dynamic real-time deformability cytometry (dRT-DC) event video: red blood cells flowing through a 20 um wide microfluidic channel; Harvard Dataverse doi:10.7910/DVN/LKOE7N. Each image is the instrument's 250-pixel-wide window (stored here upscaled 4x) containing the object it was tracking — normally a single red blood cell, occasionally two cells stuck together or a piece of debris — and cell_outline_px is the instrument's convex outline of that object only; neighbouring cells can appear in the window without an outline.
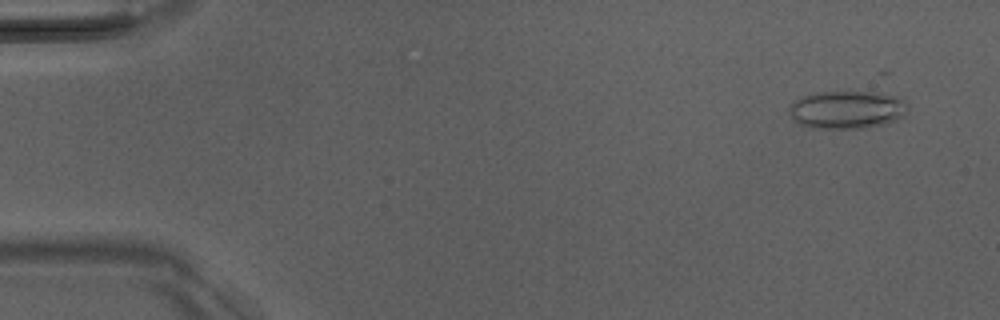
{"species": "Egyptian fruit bat (a non-hibernating species)", "species_latin": "Rousettus aegyptiacus", "temperature_condition": "room temperature", "stored_images_in_passage": 42, "camera_frame_rate_fps": 3000, "um_per_image_px": 0.085, "animal": {"sex": "male"}, "frame": {"image": 1, "passage_image": 1, "time_ms": 0.0, "image_size_px": [1000, 320], "cell_outline_px": [[908, 108], [904, 116], [896, 120], [868, 128], [812, 128], [800, 124], [792, 116], [788, 108], [800, 96], [812, 92], [872, 92], [900, 96], [908, 104]], "centroid_in_image_um": [72.02, 9.31], "position_along_channel_um": 13.0, "area_um2": 26.36}}
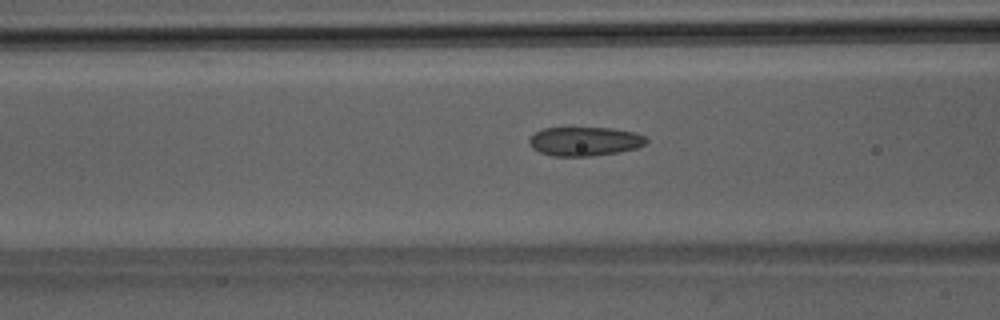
{"frame": {"image": 2, "passage_image": 18, "time_ms": 5.667, "image_size_px": [1000, 320], "cell_outline_px": [[648, 140], [644, 144], [636, 148], [620, 152], [588, 156], [552, 156], [540, 152], [532, 148], [528, 144], [528, 140], [536, 132], [544, 128], [612, 128], [632, 132], [644, 136]], "centroid_in_image_um": [49.67, 12.02], "position_along_channel_um": 116.9, "area_um2": 19.65}}
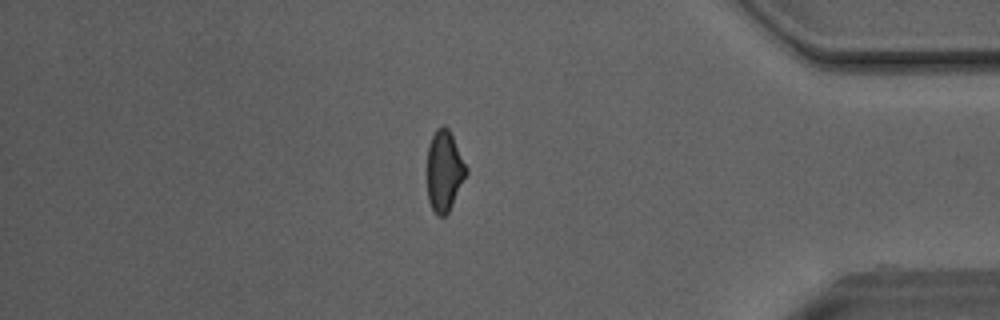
{"frame": {"image": 3, "passage_image": 41, "time_ms": 13.333, "image_size_px": [1000, 320], "cell_outline_px": [[468, 172], [448, 212], [444, 216], [436, 216], [428, 200], [428, 144], [436, 128], [444, 124], [448, 128], [468, 168]], "centroid_in_image_um": [37.77, 14.51], "position_along_channel_um": 397.4, "area_um2": 18.26}, "authors_computed_cell_mechanics": {"area_um2": 19.8543, "velocity_mm_per_s": 4.0704, "shape_relaxation_time_tau1_ms": 7.4579, "shape_relaxation_time_tau2_ms": 2.9274, "deformation_change_tau1": 0.1573, "deformation_change_tau2": 0.0681}}